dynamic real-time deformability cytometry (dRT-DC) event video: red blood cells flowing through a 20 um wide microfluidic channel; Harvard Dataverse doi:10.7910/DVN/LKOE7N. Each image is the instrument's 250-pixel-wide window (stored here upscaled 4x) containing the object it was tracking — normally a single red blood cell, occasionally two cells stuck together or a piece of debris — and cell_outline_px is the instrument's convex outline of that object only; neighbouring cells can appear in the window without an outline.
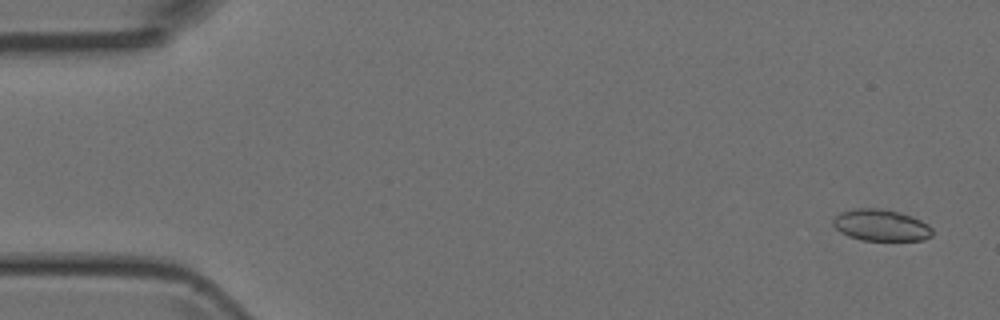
{"species": "Egyptian fruit bat (a non-hibernating species)", "species_latin": "Rousettus aegyptiacus", "temperature_condition": "room temperature", "stored_images_in_passage": 5, "camera_frame_rate_fps": 3000, "um_per_image_px": 0.085, "animal": {"sex": "female"}, "frame": {"image": 1, "passage_image": 1, "time_ms": 0.0, "image_size_px": [1000, 320], "cell_outline_px": [[932, 236], [924, 240], [860, 240], [848, 236], [840, 232], [832, 224], [832, 220], [840, 212], [856, 208], [880, 208], [900, 212], [912, 216], [928, 224], [932, 228]], "centroid_in_image_um": [74.88, 19.14], "position_along_channel_um": 10.1, "area_um2": 18.38}}
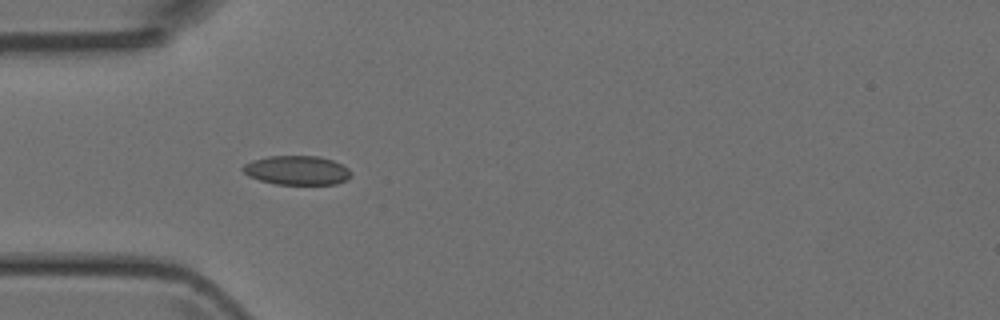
{"frame": {"image": 2, "passage_image": 4, "time_ms": 4.333, "image_size_px": [1000, 320], "cell_outline_px": [[352, 176], [348, 180], [336, 184], [276, 184], [260, 180], [248, 176], [240, 168], [244, 164], [252, 160], [268, 156], [320, 156], [332, 160], [348, 168], [352, 172]], "centroid_in_image_um": [25.25, 14.47], "position_along_channel_um": 59.7, "area_um2": 18.5}}
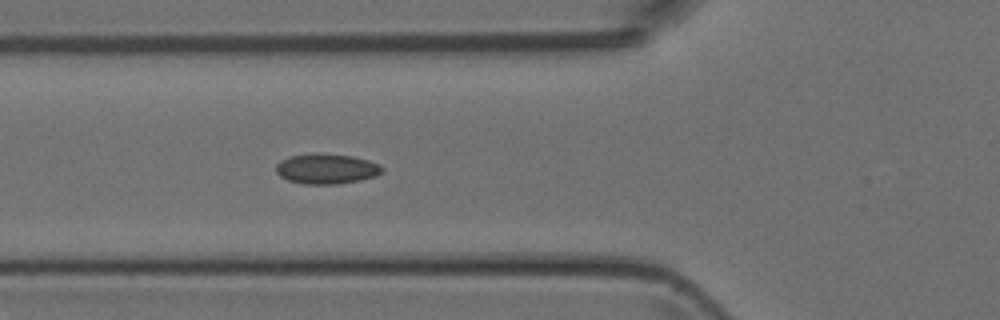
{"frame": {"image": 3, "passage_image": 5, "time_ms": 5.333, "image_size_px": [1000, 320], "cell_outline_px": [[384, 168], [376, 176], [360, 180], [336, 184], [304, 184], [288, 180], [280, 176], [276, 172], [276, 164], [280, 160], [288, 156], [352, 156], [368, 160], [380, 164]], "centroid_in_image_um": [27.76, 14.39], "position_along_channel_um": 98.0, "area_um2": 17.92}}